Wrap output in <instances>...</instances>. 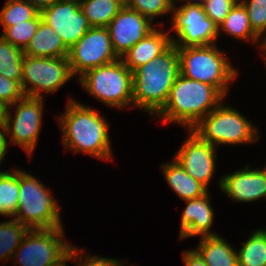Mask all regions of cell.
<instances>
[{"label":"cell","mask_w":266,"mask_h":266,"mask_svg":"<svg viewBox=\"0 0 266 266\" xmlns=\"http://www.w3.org/2000/svg\"><path fill=\"white\" fill-rule=\"evenodd\" d=\"M106 28L119 58L154 29L147 17L128 6H123Z\"/></svg>","instance_id":"obj_15"},{"label":"cell","mask_w":266,"mask_h":266,"mask_svg":"<svg viewBox=\"0 0 266 266\" xmlns=\"http://www.w3.org/2000/svg\"><path fill=\"white\" fill-rule=\"evenodd\" d=\"M72 75L81 76L86 71L119 59L106 27H91L68 53Z\"/></svg>","instance_id":"obj_12"},{"label":"cell","mask_w":266,"mask_h":266,"mask_svg":"<svg viewBox=\"0 0 266 266\" xmlns=\"http://www.w3.org/2000/svg\"><path fill=\"white\" fill-rule=\"evenodd\" d=\"M24 52L0 36V74L21 82Z\"/></svg>","instance_id":"obj_26"},{"label":"cell","mask_w":266,"mask_h":266,"mask_svg":"<svg viewBox=\"0 0 266 266\" xmlns=\"http://www.w3.org/2000/svg\"><path fill=\"white\" fill-rule=\"evenodd\" d=\"M66 111L57 116L62 129V142L74 153L83 152L90 156L109 160L112 156L109 123L94 109L70 99Z\"/></svg>","instance_id":"obj_1"},{"label":"cell","mask_w":266,"mask_h":266,"mask_svg":"<svg viewBox=\"0 0 266 266\" xmlns=\"http://www.w3.org/2000/svg\"><path fill=\"white\" fill-rule=\"evenodd\" d=\"M239 0H208L204 5L207 16L219 27Z\"/></svg>","instance_id":"obj_32"},{"label":"cell","mask_w":266,"mask_h":266,"mask_svg":"<svg viewBox=\"0 0 266 266\" xmlns=\"http://www.w3.org/2000/svg\"><path fill=\"white\" fill-rule=\"evenodd\" d=\"M63 227L28 230L13 254L19 266H51L60 261L71 244L63 240ZM66 242V243H65Z\"/></svg>","instance_id":"obj_9"},{"label":"cell","mask_w":266,"mask_h":266,"mask_svg":"<svg viewBox=\"0 0 266 266\" xmlns=\"http://www.w3.org/2000/svg\"><path fill=\"white\" fill-rule=\"evenodd\" d=\"M264 36H265V37H264ZM264 36L261 37V38H262L261 41H262V40H263V41L261 42L262 44L260 43L259 47L262 48V51H263V52L265 51V52H264V53H265V54H264V59H265V61H266V56H265V55H266V33L264 34ZM265 63H266V62H265Z\"/></svg>","instance_id":"obj_41"},{"label":"cell","mask_w":266,"mask_h":266,"mask_svg":"<svg viewBox=\"0 0 266 266\" xmlns=\"http://www.w3.org/2000/svg\"><path fill=\"white\" fill-rule=\"evenodd\" d=\"M245 166L236 172L222 176L221 190L235 202H254L266 197V167Z\"/></svg>","instance_id":"obj_16"},{"label":"cell","mask_w":266,"mask_h":266,"mask_svg":"<svg viewBox=\"0 0 266 266\" xmlns=\"http://www.w3.org/2000/svg\"><path fill=\"white\" fill-rule=\"evenodd\" d=\"M189 137L177 151L174 159L196 181L206 188L212 180L216 170V146L203 141L192 130H188Z\"/></svg>","instance_id":"obj_14"},{"label":"cell","mask_w":266,"mask_h":266,"mask_svg":"<svg viewBox=\"0 0 266 266\" xmlns=\"http://www.w3.org/2000/svg\"><path fill=\"white\" fill-rule=\"evenodd\" d=\"M239 266H266V229L254 230L237 251Z\"/></svg>","instance_id":"obj_24"},{"label":"cell","mask_w":266,"mask_h":266,"mask_svg":"<svg viewBox=\"0 0 266 266\" xmlns=\"http://www.w3.org/2000/svg\"><path fill=\"white\" fill-rule=\"evenodd\" d=\"M78 80L86 92L106 106L125 109L133 105V73L121 58L86 71Z\"/></svg>","instance_id":"obj_7"},{"label":"cell","mask_w":266,"mask_h":266,"mask_svg":"<svg viewBox=\"0 0 266 266\" xmlns=\"http://www.w3.org/2000/svg\"><path fill=\"white\" fill-rule=\"evenodd\" d=\"M224 98L216 87L179 74L164 107L155 116H160V121L185 125L191 130Z\"/></svg>","instance_id":"obj_3"},{"label":"cell","mask_w":266,"mask_h":266,"mask_svg":"<svg viewBox=\"0 0 266 266\" xmlns=\"http://www.w3.org/2000/svg\"><path fill=\"white\" fill-rule=\"evenodd\" d=\"M175 0H173V5H175L176 3H174ZM181 0H177V2H179ZM183 1V0H182ZM184 1H187L186 3L184 4H191V5H200V6H203L208 0H184Z\"/></svg>","instance_id":"obj_40"},{"label":"cell","mask_w":266,"mask_h":266,"mask_svg":"<svg viewBox=\"0 0 266 266\" xmlns=\"http://www.w3.org/2000/svg\"><path fill=\"white\" fill-rule=\"evenodd\" d=\"M40 14L42 20L54 29L68 49L91 28L79 0H56Z\"/></svg>","instance_id":"obj_13"},{"label":"cell","mask_w":266,"mask_h":266,"mask_svg":"<svg viewBox=\"0 0 266 266\" xmlns=\"http://www.w3.org/2000/svg\"><path fill=\"white\" fill-rule=\"evenodd\" d=\"M172 12V30L178 38L171 37V45L197 47L215 44L219 36L218 26L207 16L203 6L174 5Z\"/></svg>","instance_id":"obj_10"},{"label":"cell","mask_w":266,"mask_h":266,"mask_svg":"<svg viewBox=\"0 0 266 266\" xmlns=\"http://www.w3.org/2000/svg\"><path fill=\"white\" fill-rule=\"evenodd\" d=\"M23 52L24 55L31 57L56 58L67 57L69 49L64 45L54 29L41 20L35 35Z\"/></svg>","instance_id":"obj_19"},{"label":"cell","mask_w":266,"mask_h":266,"mask_svg":"<svg viewBox=\"0 0 266 266\" xmlns=\"http://www.w3.org/2000/svg\"><path fill=\"white\" fill-rule=\"evenodd\" d=\"M7 136L6 134L3 133L2 128H0V165L1 162L4 160L5 155L7 153V148H8V139H6Z\"/></svg>","instance_id":"obj_36"},{"label":"cell","mask_w":266,"mask_h":266,"mask_svg":"<svg viewBox=\"0 0 266 266\" xmlns=\"http://www.w3.org/2000/svg\"><path fill=\"white\" fill-rule=\"evenodd\" d=\"M66 261H72V259H71V247H70L68 253L60 261H58L56 264H53L51 266H67Z\"/></svg>","instance_id":"obj_39"},{"label":"cell","mask_w":266,"mask_h":266,"mask_svg":"<svg viewBox=\"0 0 266 266\" xmlns=\"http://www.w3.org/2000/svg\"><path fill=\"white\" fill-rule=\"evenodd\" d=\"M222 105L221 102L191 130L203 141L216 147L223 144H247L259 140V131L250 120L238 110Z\"/></svg>","instance_id":"obj_6"},{"label":"cell","mask_w":266,"mask_h":266,"mask_svg":"<svg viewBox=\"0 0 266 266\" xmlns=\"http://www.w3.org/2000/svg\"><path fill=\"white\" fill-rule=\"evenodd\" d=\"M185 266H207L200 254L195 250H187L182 254Z\"/></svg>","instance_id":"obj_35"},{"label":"cell","mask_w":266,"mask_h":266,"mask_svg":"<svg viewBox=\"0 0 266 266\" xmlns=\"http://www.w3.org/2000/svg\"><path fill=\"white\" fill-rule=\"evenodd\" d=\"M91 27H107L123 7L117 0H79Z\"/></svg>","instance_id":"obj_23"},{"label":"cell","mask_w":266,"mask_h":266,"mask_svg":"<svg viewBox=\"0 0 266 266\" xmlns=\"http://www.w3.org/2000/svg\"><path fill=\"white\" fill-rule=\"evenodd\" d=\"M73 77L68 57L23 56L21 87L25 96L43 98L54 93Z\"/></svg>","instance_id":"obj_8"},{"label":"cell","mask_w":266,"mask_h":266,"mask_svg":"<svg viewBox=\"0 0 266 266\" xmlns=\"http://www.w3.org/2000/svg\"><path fill=\"white\" fill-rule=\"evenodd\" d=\"M179 74L178 47L171 45L161 56L133 72V106L156 115L164 107Z\"/></svg>","instance_id":"obj_2"},{"label":"cell","mask_w":266,"mask_h":266,"mask_svg":"<svg viewBox=\"0 0 266 266\" xmlns=\"http://www.w3.org/2000/svg\"><path fill=\"white\" fill-rule=\"evenodd\" d=\"M7 113V105L0 100V128L3 127Z\"/></svg>","instance_id":"obj_38"},{"label":"cell","mask_w":266,"mask_h":266,"mask_svg":"<svg viewBox=\"0 0 266 266\" xmlns=\"http://www.w3.org/2000/svg\"><path fill=\"white\" fill-rule=\"evenodd\" d=\"M195 250L207 266H239L236 250L220 235L201 237Z\"/></svg>","instance_id":"obj_21"},{"label":"cell","mask_w":266,"mask_h":266,"mask_svg":"<svg viewBox=\"0 0 266 266\" xmlns=\"http://www.w3.org/2000/svg\"><path fill=\"white\" fill-rule=\"evenodd\" d=\"M40 12L27 0H7L0 12L3 30L7 27L34 19Z\"/></svg>","instance_id":"obj_28"},{"label":"cell","mask_w":266,"mask_h":266,"mask_svg":"<svg viewBox=\"0 0 266 266\" xmlns=\"http://www.w3.org/2000/svg\"><path fill=\"white\" fill-rule=\"evenodd\" d=\"M85 251L83 248L77 250V246H71V259L79 261L76 266H123V261L113 258H103L100 256L86 255L84 257ZM82 253V255H81ZM79 256V257H78ZM79 258V259H78ZM84 259V260H83ZM83 260V261H82Z\"/></svg>","instance_id":"obj_34"},{"label":"cell","mask_w":266,"mask_h":266,"mask_svg":"<svg viewBox=\"0 0 266 266\" xmlns=\"http://www.w3.org/2000/svg\"><path fill=\"white\" fill-rule=\"evenodd\" d=\"M30 2L39 12L49 7L56 0H27Z\"/></svg>","instance_id":"obj_37"},{"label":"cell","mask_w":266,"mask_h":266,"mask_svg":"<svg viewBox=\"0 0 266 266\" xmlns=\"http://www.w3.org/2000/svg\"><path fill=\"white\" fill-rule=\"evenodd\" d=\"M28 228L15 219L0 223V260H10L28 232Z\"/></svg>","instance_id":"obj_27"},{"label":"cell","mask_w":266,"mask_h":266,"mask_svg":"<svg viewBox=\"0 0 266 266\" xmlns=\"http://www.w3.org/2000/svg\"><path fill=\"white\" fill-rule=\"evenodd\" d=\"M41 20L42 17L39 13L34 19L5 28L1 37L24 51L31 38L35 35Z\"/></svg>","instance_id":"obj_29"},{"label":"cell","mask_w":266,"mask_h":266,"mask_svg":"<svg viewBox=\"0 0 266 266\" xmlns=\"http://www.w3.org/2000/svg\"><path fill=\"white\" fill-rule=\"evenodd\" d=\"M19 202V168L0 171V215L14 217Z\"/></svg>","instance_id":"obj_25"},{"label":"cell","mask_w":266,"mask_h":266,"mask_svg":"<svg viewBox=\"0 0 266 266\" xmlns=\"http://www.w3.org/2000/svg\"><path fill=\"white\" fill-rule=\"evenodd\" d=\"M210 194L187 200L181 217L180 239L195 237L216 236L217 233L211 231L214 221V211L210 205Z\"/></svg>","instance_id":"obj_17"},{"label":"cell","mask_w":266,"mask_h":266,"mask_svg":"<svg viewBox=\"0 0 266 266\" xmlns=\"http://www.w3.org/2000/svg\"><path fill=\"white\" fill-rule=\"evenodd\" d=\"M161 167L170 188L183 201L201 197L208 192V188L192 178L174 158Z\"/></svg>","instance_id":"obj_20"},{"label":"cell","mask_w":266,"mask_h":266,"mask_svg":"<svg viewBox=\"0 0 266 266\" xmlns=\"http://www.w3.org/2000/svg\"><path fill=\"white\" fill-rule=\"evenodd\" d=\"M19 169V202L13 219L29 230L63 227L59 201L34 175Z\"/></svg>","instance_id":"obj_4"},{"label":"cell","mask_w":266,"mask_h":266,"mask_svg":"<svg viewBox=\"0 0 266 266\" xmlns=\"http://www.w3.org/2000/svg\"><path fill=\"white\" fill-rule=\"evenodd\" d=\"M21 82L13 81L0 74V100L7 106L24 97Z\"/></svg>","instance_id":"obj_33"},{"label":"cell","mask_w":266,"mask_h":266,"mask_svg":"<svg viewBox=\"0 0 266 266\" xmlns=\"http://www.w3.org/2000/svg\"><path fill=\"white\" fill-rule=\"evenodd\" d=\"M247 10L253 31L261 38L266 33V0H239Z\"/></svg>","instance_id":"obj_31"},{"label":"cell","mask_w":266,"mask_h":266,"mask_svg":"<svg viewBox=\"0 0 266 266\" xmlns=\"http://www.w3.org/2000/svg\"><path fill=\"white\" fill-rule=\"evenodd\" d=\"M120 4H122L123 6H128L129 2L131 0H117Z\"/></svg>","instance_id":"obj_42"},{"label":"cell","mask_w":266,"mask_h":266,"mask_svg":"<svg viewBox=\"0 0 266 266\" xmlns=\"http://www.w3.org/2000/svg\"><path fill=\"white\" fill-rule=\"evenodd\" d=\"M222 32L236 39L251 40L260 43V37L251 28L249 17L244 5L238 1L231 9L224 21L218 27V33Z\"/></svg>","instance_id":"obj_22"},{"label":"cell","mask_w":266,"mask_h":266,"mask_svg":"<svg viewBox=\"0 0 266 266\" xmlns=\"http://www.w3.org/2000/svg\"><path fill=\"white\" fill-rule=\"evenodd\" d=\"M171 37L168 33L161 32L155 27L127 51L121 59L133 73L153 58L161 56L171 46Z\"/></svg>","instance_id":"obj_18"},{"label":"cell","mask_w":266,"mask_h":266,"mask_svg":"<svg viewBox=\"0 0 266 266\" xmlns=\"http://www.w3.org/2000/svg\"><path fill=\"white\" fill-rule=\"evenodd\" d=\"M128 7L147 17L151 22L157 16L171 13L173 0H131Z\"/></svg>","instance_id":"obj_30"},{"label":"cell","mask_w":266,"mask_h":266,"mask_svg":"<svg viewBox=\"0 0 266 266\" xmlns=\"http://www.w3.org/2000/svg\"><path fill=\"white\" fill-rule=\"evenodd\" d=\"M180 74L184 77L216 87L226 96L238 71L222 50L214 45L178 47ZM228 60V61H227Z\"/></svg>","instance_id":"obj_5"},{"label":"cell","mask_w":266,"mask_h":266,"mask_svg":"<svg viewBox=\"0 0 266 266\" xmlns=\"http://www.w3.org/2000/svg\"><path fill=\"white\" fill-rule=\"evenodd\" d=\"M44 98L24 96L19 101L7 106L6 118L2 127L3 133L10 135L9 142L17 144L31 156L37 145L42 124ZM16 108L15 117L10 112Z\"/></svg>","instance_id":"obj_11"}]
</instances>
